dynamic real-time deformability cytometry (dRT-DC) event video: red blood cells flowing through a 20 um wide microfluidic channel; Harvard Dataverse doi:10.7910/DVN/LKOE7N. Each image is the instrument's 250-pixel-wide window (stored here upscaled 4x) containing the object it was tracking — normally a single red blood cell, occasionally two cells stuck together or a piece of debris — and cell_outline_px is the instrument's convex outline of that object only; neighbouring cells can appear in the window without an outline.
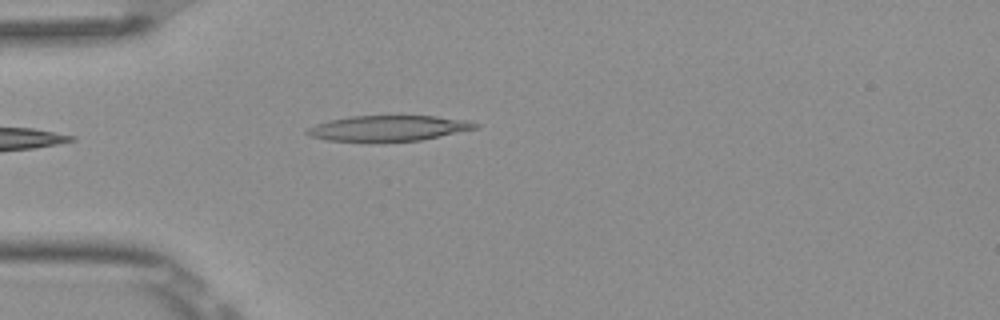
{"species": "Egyptian fruit bat (a non-hibernating species)", "species_latin": "Rousettus aegyptiacus", "temperature_condition": "room temperature", "stored_images_in_passage": 4, "camera_frame_rate_fps": 3000, "um_per_image_px": 0.085, "frame": {"image": 1, "passage_image": 4, "time_ms": 1.0, "image_size_px": [1000, 320], "cell_outline_px": [[480, 124], [476, 128], [420, 140], [384, 144], [368, 144], [328, 140], [312, 136], [304, 132], [308, 128], [316, 124], [328, 120], [348, 116], [436, 116], [468, 120]], "centroid_in_image_um": [32.95, 10.94], "position_along_channel_um": 52.0, "area_um2": 25.89}}